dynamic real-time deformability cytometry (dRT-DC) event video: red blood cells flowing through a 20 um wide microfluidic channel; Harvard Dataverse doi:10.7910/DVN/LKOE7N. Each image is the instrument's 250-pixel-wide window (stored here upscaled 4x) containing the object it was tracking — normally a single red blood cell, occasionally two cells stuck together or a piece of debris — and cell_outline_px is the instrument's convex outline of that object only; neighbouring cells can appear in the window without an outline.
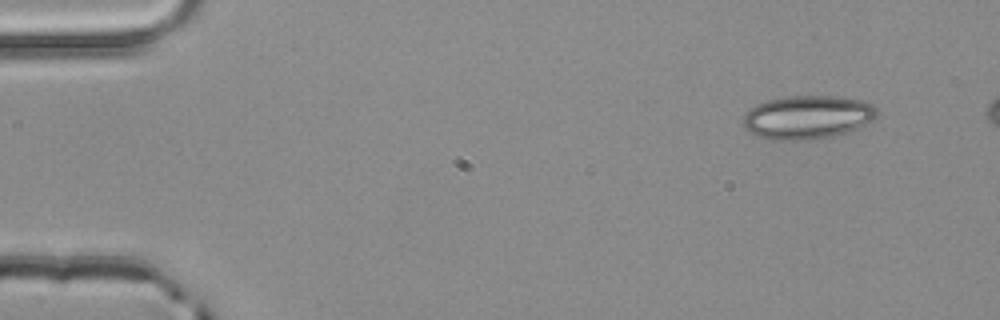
{"species": "common noctule bat (a hibernating species)", "species_latin": "Nyctalus noctula", "temperature_condition": "room temperature", "stored_images_in_passage": 3, "camera_frame_rate_fps": 3000, "um_per_image_px": 0.085, "animal": {"sex": "male", "body_mass_g": 20.4}, "frame": {"image": 1, "passage_image": 1, "time_ms": 0.0, "image_size_px": [1000, 320], "cell_outline_px": [[876, 116], [872, 120], [860, 128], [848, 132], [832, 136], [804, 140], [772, 140], [756, 136], [748, 132], [744, 128], [744, 116], [748, 108], [756, 104], [768, 100], [788, 96], [836, 96], [860, 100], [872, 104], [876, 108]], "centroid_in_image_um": [68.61, 9.97], "position_along_channel_um": 16.4, "area_um2": 34.1}}